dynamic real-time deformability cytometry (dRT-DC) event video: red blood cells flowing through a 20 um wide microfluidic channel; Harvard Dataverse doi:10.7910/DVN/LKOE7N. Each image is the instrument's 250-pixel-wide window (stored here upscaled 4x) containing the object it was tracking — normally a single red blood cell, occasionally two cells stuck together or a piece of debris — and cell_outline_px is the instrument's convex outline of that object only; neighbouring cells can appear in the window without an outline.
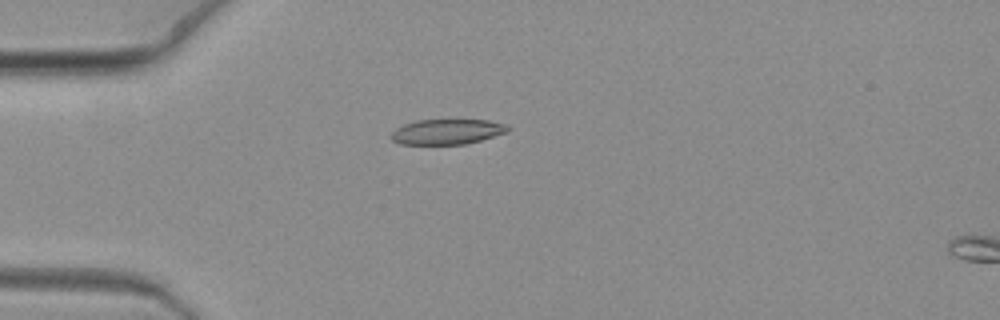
{"species": "common noctule bat (a hibernating species)", "species_latin": "Nyctalus noctula", "temperature_condition": "warm", "stored_images_in_passage": 3, "camera_frame_rate_fps": 3000, "um_per_image_px": 0.085, "animal": {"sex": "female", "body_mass_g": 19.3, "forearm_length_mm": 54.1}, "frame": {"image": 1, "passage_image": 1, "time_ms": 0.0, "image_size_px": [1000, 320], "cell_outline_px": [[508, 132], [468, 144], [400, 144], [392, 140], [392, 132], [396, 128], [404, 124], [416, 120], [488, 120], [508, 124]], "centroid_in_image_um": [38.03, 11.19], "position_along_channel_um": 47.0, "area_um2": 17.17}}
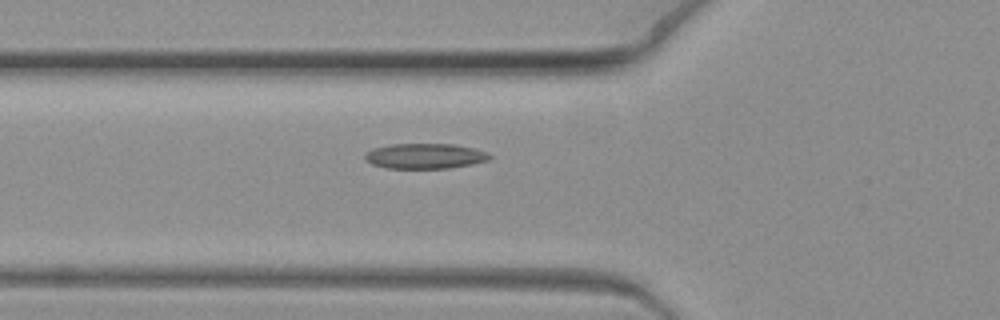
{"frame": {"image": 2, "passage_image": 3, "time_ms": 0.667, "image_size_px": [1000, 320], "cell_outline_px": [[492, 156], [488, 160], [472, 164], [448, 168], [388, 168], [372, 164], [364, 156], [372, 148], [392, 144], [452, 144], [472, 148], [488, 152]], "centroid_in_image_um": [36.14, 13.26], "position_along_channel_um": 89.7, "area_um2": 18.15}}